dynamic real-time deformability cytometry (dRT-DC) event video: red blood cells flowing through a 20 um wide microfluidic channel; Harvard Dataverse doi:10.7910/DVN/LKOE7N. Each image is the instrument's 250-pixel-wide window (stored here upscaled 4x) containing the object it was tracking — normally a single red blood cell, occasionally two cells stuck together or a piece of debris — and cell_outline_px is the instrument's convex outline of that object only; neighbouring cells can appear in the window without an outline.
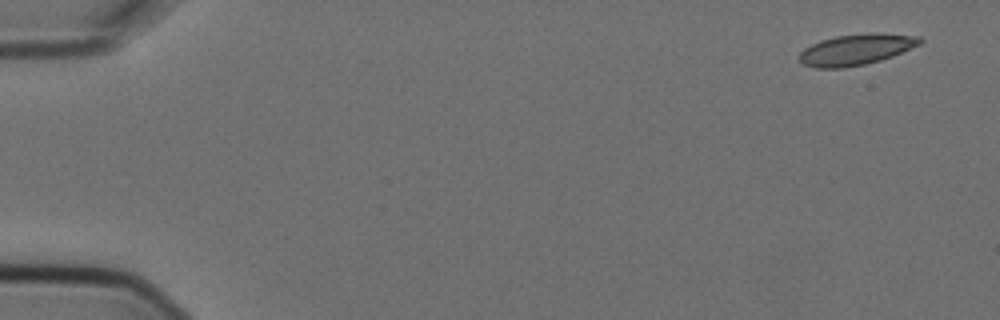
{"species": "Egyptian fruit bat (a non-hibernating species)", "species_latin": "Rousettus aegyptiacus", "temperature_condition": "cold", "stored_images_in_passage": 7, "camera_frame_rate_fps": 3000, "um_per_image_px": 0.085, "animal": {"sex": "female"}, "frame": {"image": 1, "passage_image": 1, "time_ms": 0.0, "image_size_px": [1000, 320], "cell_outline_px": [[924, 40], [920, 44], [892, 56], [880, 60], [864, 64], [844, 68], [816, 68], [804, 64], [800, 60], [800, 52], [804, 48], [820, 40], [836, 36], [872, 32], [880, 32], [920, 36]], "centroid_in_image_um": [72.8, 4.19], "position_along_channel_um": 12.2, "area_um2": 21.79}}
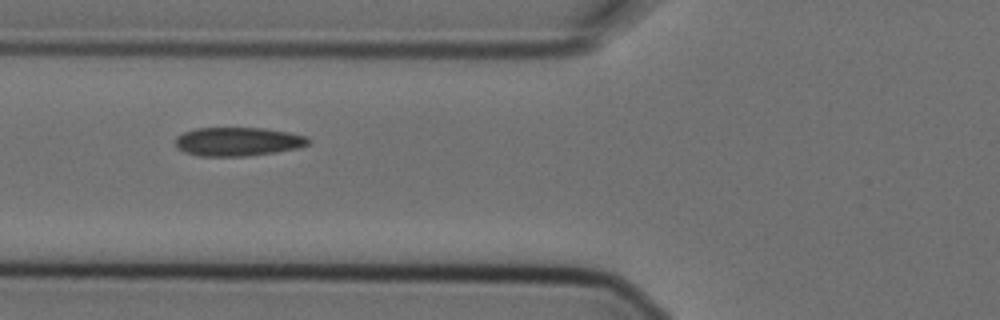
{"frame": {"image": 2, "passage_image": 6, "time_ms": 1.667, "image_size_px": [1000, 320], "cell_outline_px": [[312, 140], [308, 144], [300, 148], [276, 152], [248, 156], [196, 156], [184, 152], [176, 148], [176, 136], [184, 132], [196, 128], [264, 128], [288, 132], [304, 136]], "centroid_in_image_um": [20.21, 12.04], "position_along_channel_um": 105.6, "area_um2": 22.43}}
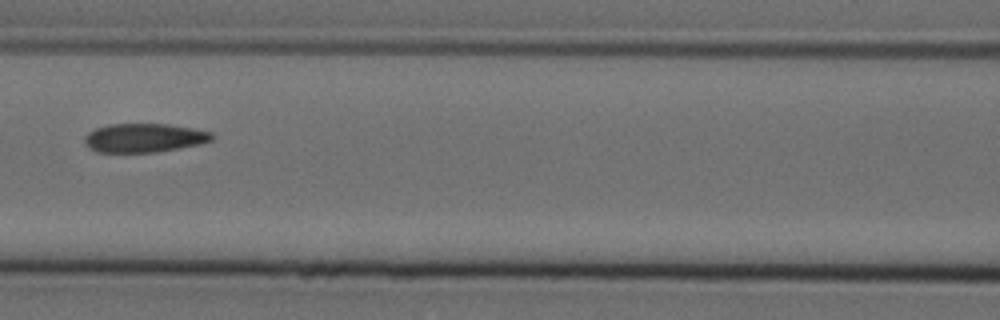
{"frame": {"image": 3, "passage_image": 7, "time_ms": 2.0, "image_size_px": [1000, 320], "cell_outline_px": [[216, 136], [212, 140], [200, 144], [180, 148], [156, 152], [96, 152], [88, 148], [84, 144], [84, 136], [88, 132], [96, 128], [108, 124], [168, 124], [192, 128], [212, 132]], "centroid_in_image_um": [12.24, 11.72], "position_along_channel_um": 154.4, "area_um2": 21.62}}